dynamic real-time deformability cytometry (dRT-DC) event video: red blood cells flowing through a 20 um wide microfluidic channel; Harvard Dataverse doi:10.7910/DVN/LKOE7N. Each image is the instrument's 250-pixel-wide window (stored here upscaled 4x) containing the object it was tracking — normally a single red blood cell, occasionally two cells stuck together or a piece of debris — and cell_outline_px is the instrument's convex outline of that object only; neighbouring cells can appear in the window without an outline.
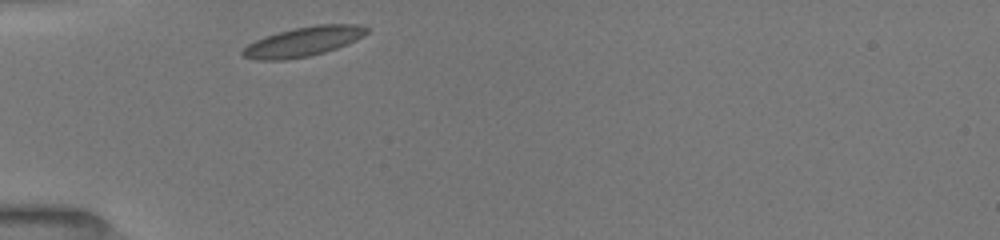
{"species": "common noctule bat (a hibernating species)", "species_latin": "Nyctalus noctula", "temperature_condition": "room temperature", "stored_images_in_passage": 4, "camera_frame_rate_fps": 3000, "um_per_image_px": 0.085, "animal": {"sex": "female", "body_mass_g": 19.5, "forearm_length_mm": 54.1}, "frame": {"image": 1, "passage_image": 1, "time_ms": 0.0, "image_size_px": [1000, 240], "cell_outline_px": [[368, 32], [364, 36], [356, 40], [336, 48], [324, 52], [308, 56], [284, 60], [256, 60], [244, 56], [240, 52], [248, 44], [264, 36], [292, 28], [316, 24], [360, 24], [368, 28]], "centroid_in_image_um": [25.79, 3.52], "position_along_channel_um": 59.2, "area_um2": 21.39}}